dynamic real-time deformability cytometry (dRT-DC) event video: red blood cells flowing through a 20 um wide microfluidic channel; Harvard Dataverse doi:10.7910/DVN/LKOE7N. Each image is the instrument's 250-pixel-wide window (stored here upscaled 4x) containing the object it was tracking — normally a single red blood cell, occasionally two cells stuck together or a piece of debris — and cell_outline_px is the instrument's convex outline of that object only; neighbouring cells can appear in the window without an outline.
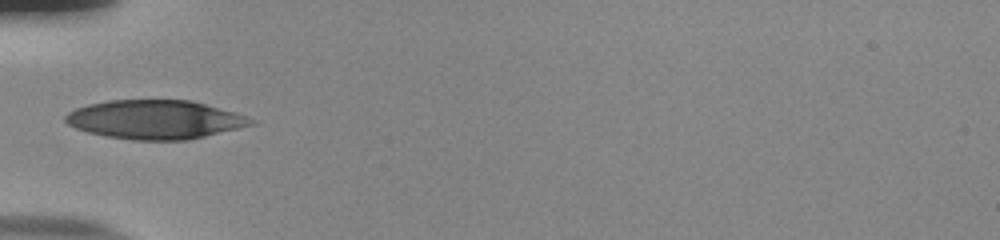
{"species": "human", "species_latin": "Homo sapiens", "temperature_condition": "room temperature", "stored_images_in_passage": 29, "camera_frame_rate_fps": 3000, "um_per_image_px": 0.085, "donor": {"sex": "male"}, "frame": {"image": 1, "passage_image": 1, "time_ms": 0.0, "image_size_px": [1000, 240], "cell_outline_px": [[256, 124], [188, 140], [132, 140], [104, 136], [88, 132], [76, 128], [68, 124], [64, 120], [64, 116], [68, 112], [76, 108], [88, 104], [108, 100], [192, 100], [236, 112], [248, 116], [256, 120]], "centroid_in_image_um": [13.2, 10.16], "position_along_channel_um": 71.8, "area_um2": 42.31}}
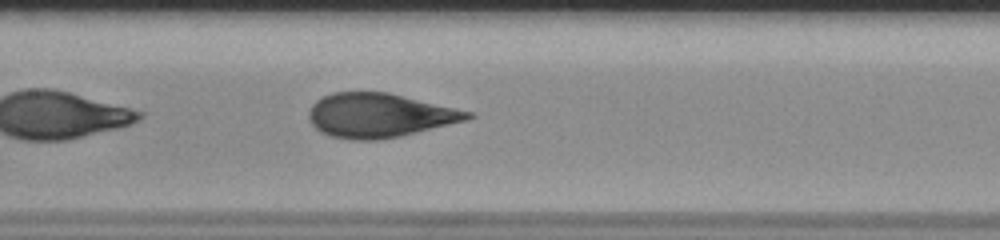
{"frame": {"image": 2, "passage_image": 9, "time_ms": 2.667, "image_size_px": [1000, 240], "cell_outline_px": [[476, 116], [468, 120], [400, 136], [380, 140], [352, 140], [332, 136], [320, 132], [308, 120], [308, 112], [312, 104], [316, 100], [332, 92], [388, 92], [476, 112]], "centroid_in_image_um": [32.28, 9.8], "position_along_channel_um": 175.1, "area_um2": 41.21}}
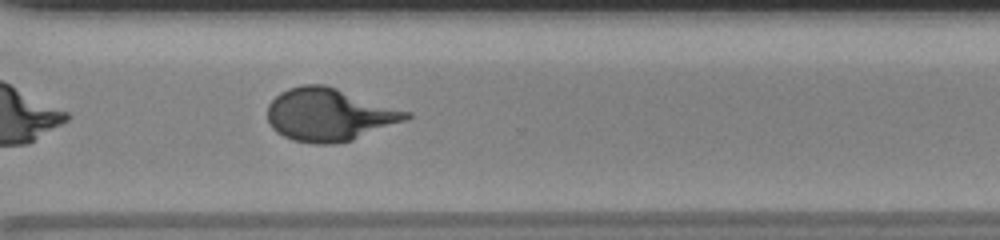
{"frame": {"image": 3, "passage_image": 22, "time_ms": 7.0, "image_size_px": [1000, 240], "cell_outline_px": [[412, 116], [408, 120], [352, 140], [332, 144], [312, 144], [292, 140], [276, 132], [272, 128], [268, 120], [268, 104], [280, 92], [288, 88], [300, 84], [324, 84], [412, 112]], "centroid_in_image_um": [27.99, 9.75], "position_along_channel_um": 342.6, "area_um2": 42.89}, "authors_computed_cell_mechanics": {"area_um2": 41.2692, "velocity_mm_per_s": 3.871, "shape_relaxation_time_tau1_ms": 6.1915, "shape_relaxation_time_tau2_ms": null, "deformation_change_tau1": 0.2248, "deformation_change_tau2": null}}